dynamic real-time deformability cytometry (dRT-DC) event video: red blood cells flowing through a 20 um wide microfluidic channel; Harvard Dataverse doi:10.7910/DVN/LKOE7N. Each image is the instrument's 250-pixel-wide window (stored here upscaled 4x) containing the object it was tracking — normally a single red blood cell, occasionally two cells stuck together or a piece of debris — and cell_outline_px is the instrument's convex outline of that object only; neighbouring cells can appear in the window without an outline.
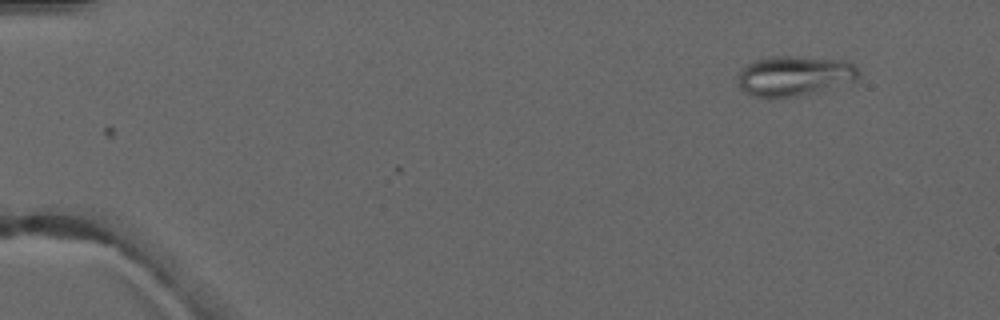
{"species": "common noctule bat (a hibernating species)", "species_latin": "Nyctalus noctula", "temperature_condition": "warm", "stored_images_in_passage": 2, "camera_frame_rate_fps": 3000, "um_per_image_px": 0.085, "animal": {"sex": "male", "forearm_length_mm": 52.5}, "frame": {"image": 1, "passage_image": 2, "time_ms": 1.0, "image_size_px": [1000, 320], "cell_outline_px": [[860, 72], [856, 80], [820, 92], [796, 96], [768, 100], [752, 96], [744, 92], [740, 88], [740, 68], [756, 60], [772, 56], [796, 56], [844, 60], [856, 64]], "centroid_in_image_um": [67.54, 6.47], "position_along_channel_um": 17.5, "area_um2": 28.78}}